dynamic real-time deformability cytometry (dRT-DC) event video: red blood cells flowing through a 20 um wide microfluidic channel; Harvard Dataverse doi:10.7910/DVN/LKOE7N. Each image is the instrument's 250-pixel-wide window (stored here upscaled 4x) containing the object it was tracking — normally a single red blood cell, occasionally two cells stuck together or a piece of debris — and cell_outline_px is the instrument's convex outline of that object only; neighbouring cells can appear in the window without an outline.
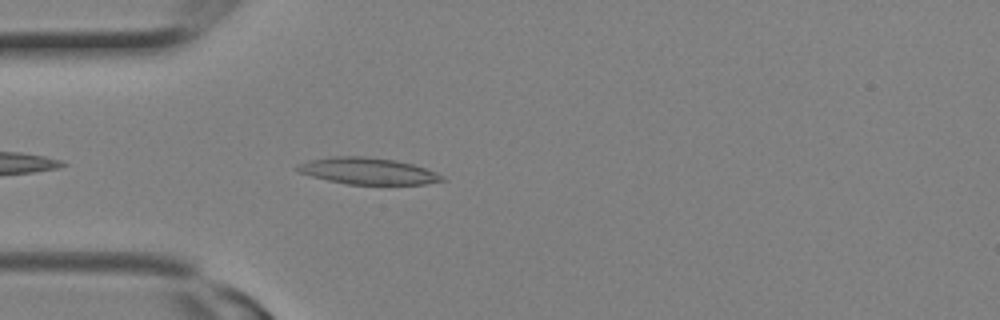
{"species": "Egyptian fruit bat (a non-hibernating species)", "species_latin": "Rousettus aegyptiacus", "temperature_condition": "room temperature", "stored_images_in_passage": 12, "camera_frame_rate_fps": 3000, "um_per_image_px": 0.085, "animal": {"sex": "female"}, "frame": {"image": 1, "passage_image": 3, "time_ms": 0.667, "image_size_px": [1000, 320], "cell_outline_px": [[444, 180], [424, 184], [348, 184], [328, 180], [312, 176], [300, 172], [296, 168], [296, 164], [308, 160], [332, 156], [364, 156], [396, 160], [412, 164], [436, 172], [444, 176]], "centroid_in_image_um": [31.24, 14.52], "position_along_channel_um": 53.8, "area_um2": 22.25}}
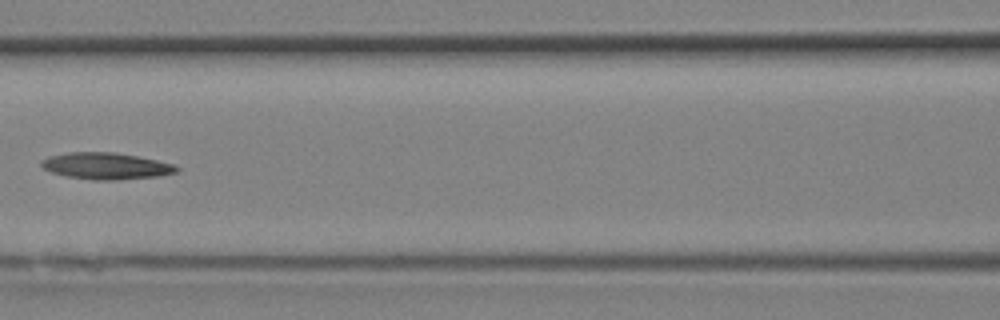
{"frame": {"image": 2, "passage_image": 7, "time_ms": 2.0, "image_size_px": [1000, 320], "cell_outline_px": [[180, 168], [176, 172], [160, 176], [120, 180], [92, 180], [64, 176], [52, 172], [44, 168], [40, 164], [40, 160], [48, 156], [68, 152], [116, 152], [156, 160], [172, 164]], "centroid_in_image_um": [8.98, 14.11], "position_along_channel_um": 157.6, "area_um2": 21.1}}
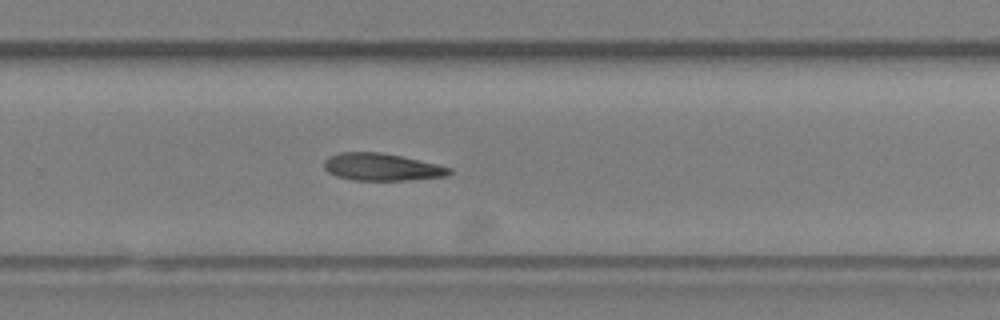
{"frame": {"image": 3, "passage_image": 12, "time_ms": 3.667, "image_size_px": [1000, 320], "cell_outline_px": [[452, 172], [448, 176], [408, 180], [352, 180], [336, 176], [328, 172], [324, 168], [324, 160], [328, 156], [340, 152], [380, 152], [400, 156], [436, 164], [452, 168]], "centroid_in_image_um": [32.42, 14.2], "position_along_channel_um": 297.4, "area_um2": 19.94}}